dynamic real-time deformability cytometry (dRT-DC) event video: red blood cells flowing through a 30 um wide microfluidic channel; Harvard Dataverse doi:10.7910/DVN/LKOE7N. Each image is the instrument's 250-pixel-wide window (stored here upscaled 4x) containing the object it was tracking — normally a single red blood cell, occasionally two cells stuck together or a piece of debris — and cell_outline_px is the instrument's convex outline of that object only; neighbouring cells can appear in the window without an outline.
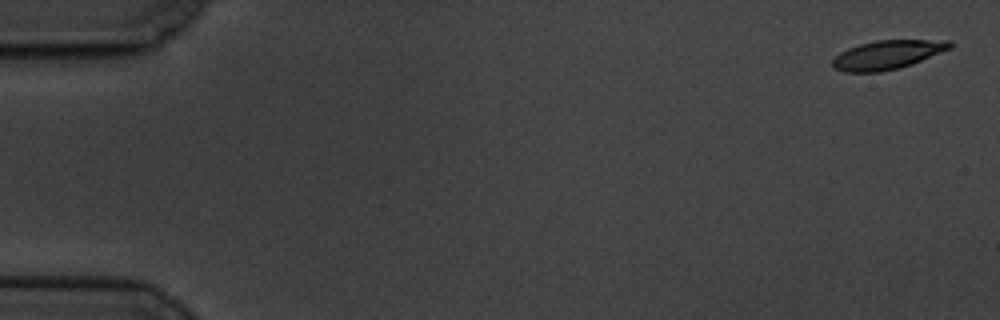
{"species": "common noctule bat (a hibernating species)", "species_latin": "Nyctalus noctula", "temperature_condition": "cold", "stored_images_in_passage": 7, "camera_frame_rate_fps": 3000, "um_per_image_px": 0.085, "animal": {"sex": "male", "body_mass_g": 19.5, "forearm_length_mm": 54.6}, "frame": {"image": 1, "passage_image": 1, "time_ms": 0.0, "image_size_px": [1000, 320], "cell_outline_px": [[952, 48], [912, 64], [900, 68], [880, 72], [844, 72], [832, 68], [832, 60], [840, 52], [848, 48], [860, 44], [876, 40], [952, 40]], "centroid_in_image_um": [75.42, 4.66], "position_along_channel_um": 9.6, "area_um2": 19.88}}
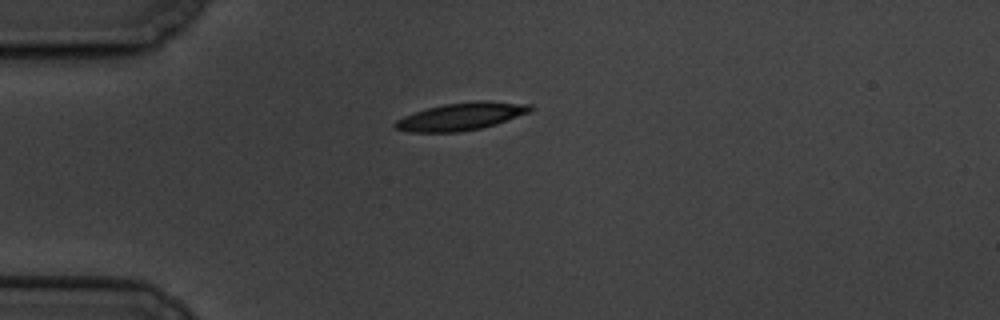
{"frame": {"image": 2, "passage_image": 5, "time_ms": 4.667, "image_size_px": [1000, 320], "cell_outline_px": [[532, 112], [496, 124], [480, 128], [460, 132], [408, 132], [396, 128], [392, 124], [396, 120], [404, 116], [428, 108], [444, 104], [476, 100], [492, 100], [532, 104]], "centroid_in_image_um": [39.26, 9.88], "position_along_channel_um": 45.7, "area_um2": 21.91}}
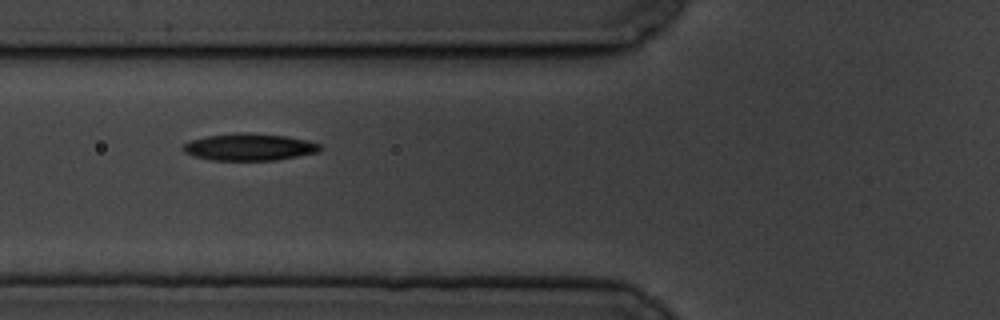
{"frame": {"image": 3, "passage_image": 7, "time_ms": 7.0, "image_size_px": [1000, 320], "cell_outline_px": [[324, 148], [320, 152], [276, 160], [212, 160], [192, 156], [184, 152], [180, 148], [184, 144], [192, 140], [208, 136], [236, 132], [248, 132], [288, 136], [308, 140], [320, 144]], "centroid_in_image_um": [21.22, 12.49], "position_along_channel_um": 104.6, "area_um2": 21.85}}